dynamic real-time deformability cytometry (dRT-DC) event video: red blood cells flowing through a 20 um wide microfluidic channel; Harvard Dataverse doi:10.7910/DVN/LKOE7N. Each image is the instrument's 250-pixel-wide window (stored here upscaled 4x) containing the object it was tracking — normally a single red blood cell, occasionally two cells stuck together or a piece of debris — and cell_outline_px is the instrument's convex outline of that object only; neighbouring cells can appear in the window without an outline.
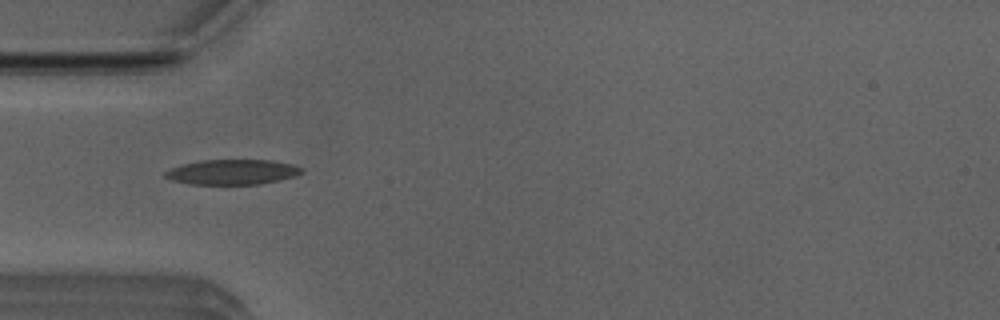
{"species": "Egyptian fruit bat (a non-hibernating species)", "species_latin": "Rousettus aegyptiacus", "temperature_condition": "room temperature", "stored_images_in_passage": 35, "camera_frame_rate_fps": 3000, "um_per_image_px": 0.085, "animal": {"sex": "male"}, "frame": {"image": 1, "passage_image": 2, "time_ms": 0.333, "image_size_px": [1000, 320], "cell_outline_px": [[304, 172], [296, 176], [280, 180], [260, 184], [188, 184], [172, 180], [164, 176], [164, 172], [180, 164], [200, 160], [272, 160], [292, 164], [304, 168]], "centroid_in_image_um": [19.77, 14.62], "position_along_channel_um": 65.2, "area_um2": 20.11}}
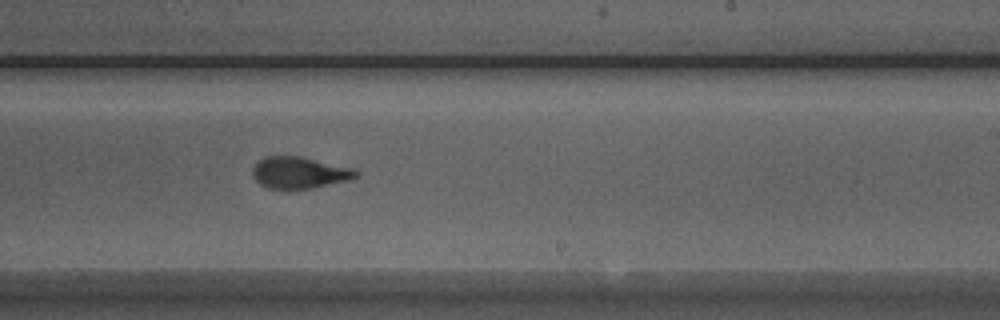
{"frame": {"image": 2, "passage_image": 17, "time_ms": 5.333, "image_size_px": [1000, 320], "cell_outline_px": [[360, 176], [348, 180], [312, 188], [268, 188], [260, 184], [252, 176], [252, 168], [264, 156], [300, 156], [352, 168], [360, 172]], "centroid_in_image_um": [25.45, 14.67], "position_along_channel_um": 263.5, "area_um2": 18.9}}
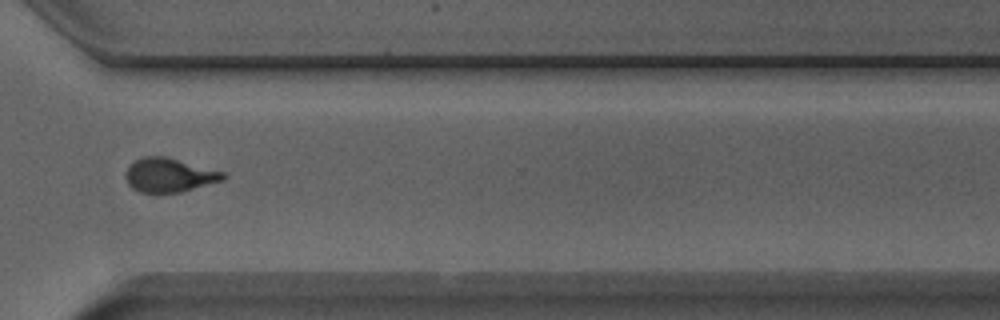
{"frame": {"image": 3, "passage_image": 24, "time_ms": 7.667, "image_size_px": [1000, 320], "cell_outline_px": [[228, 176], [224, 180], [180, 192], [140, 192], [132, 188], [128, 184], [124, 176], [124, 172], [136, 160], [144, 156], [164, 156], [224, 172]], "centroid_in_image_um": [14.38, 14.89], "position_along_channel_um": 356.2, "area_um2": 19.13}, "authors_computed_cell_mechanics": {"area_um2": 19.1896, "velocity_mm_per_s": 3.9683, "shape_relaxation_time_tau1_ms": 5.6636, "shape_relaxation_time_tau2_ms": 0.9256, "deformation_change_tau1": 0.2005, "deformation_change_tau2": 0.0836}}